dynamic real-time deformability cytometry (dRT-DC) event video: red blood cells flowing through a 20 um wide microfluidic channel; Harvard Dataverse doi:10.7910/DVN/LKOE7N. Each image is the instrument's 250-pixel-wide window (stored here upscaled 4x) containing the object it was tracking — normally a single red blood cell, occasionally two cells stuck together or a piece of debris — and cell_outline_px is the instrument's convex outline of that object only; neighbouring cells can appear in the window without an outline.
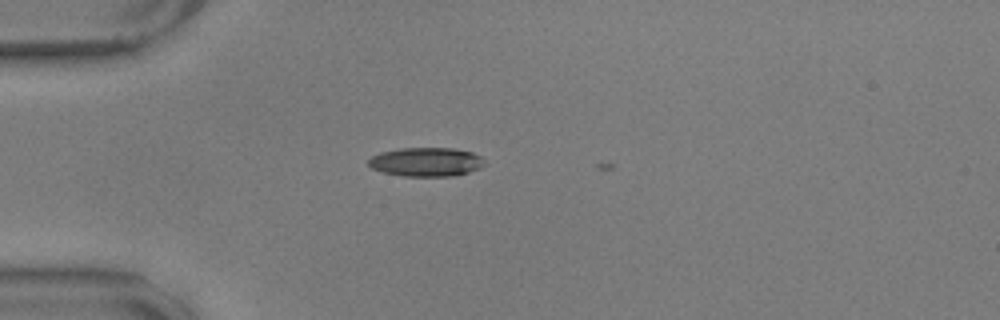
{"species": "common noctule bat (a hibernating species)", "species_latin": "Nyctalus noctula", "temperature_condition": "warm", "stored_images_in_passage": 3, "camera_frame_rate_fps": 3000, "um_per_image_px": 0.085, "animal": {"sex": "male", "body_mass_g": 17.9, "forearm_length_mm": 54.2}, "frame": {"image": 1, "passage_image": 1, "time_ms": 0.0, "image_size_px": [1000, 320], "cell_outline_px": [[484, 164], [480, 168], [468, 172], [452, 176], [404, 176], [384, 172], [372, 168], [368, 164], [368, 160], [372, 156], [380, 152], [400, 148], [452, 148], [472, 152], [480, 156]], "centroid_in_image_um": [36.2, 13.76], "position_along_channel_um": 48.8, "area_um2": 19.42}}